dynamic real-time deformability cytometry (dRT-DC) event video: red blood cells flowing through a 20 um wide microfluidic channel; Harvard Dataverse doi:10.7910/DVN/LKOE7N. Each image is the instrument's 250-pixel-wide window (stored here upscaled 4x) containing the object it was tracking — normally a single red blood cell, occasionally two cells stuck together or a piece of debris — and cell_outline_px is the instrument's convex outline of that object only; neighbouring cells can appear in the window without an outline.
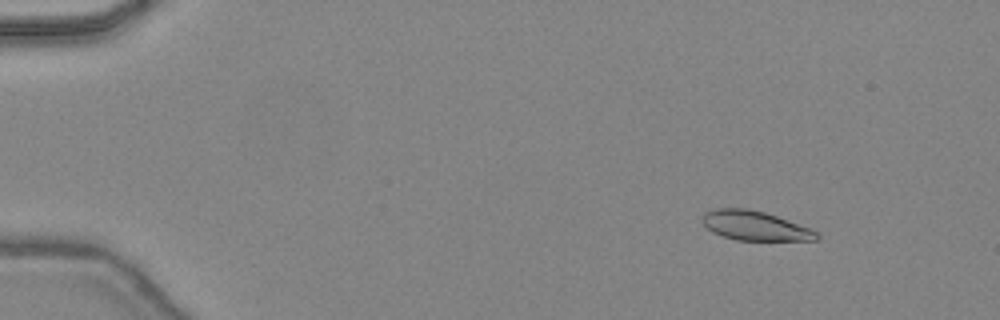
{"species": "common noctule bat (a hibernating species)", "species_latin": "Nyctalus noctula", "temperature_condition": "warm", "stored_images_in_passage": 48, "camera_frame_rate_fps": 3000, "um_per_image_px": 0.085, "animal": {"sex": "female", "body_mass_g": 24.6, "forearm_length_mm": 56.2}, "frame": {"image": 1, "passage_image": 7, "time_ms": 2.0, "image_size_px": [1000, 320], "cell_outline_px": [[820, 236], [816, 240], [736, 240], [712, 232], [704, 224], [704, 212], [716, 208], [748, 208], [764, 212], [812, 228], [820, 232]], "centroid_in_image_um": [64.22, 19.18], "position_along_channel_um": 20.8, "area_um2": 19.54}}
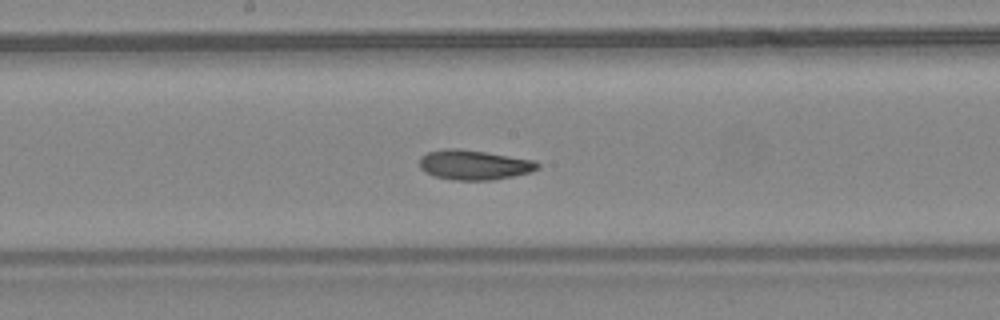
{"frame": {"image": 2, "passage_image": 27, "time_ms": 8.667, "image_size_px": [1000, 320], "cell_outline_px": [[540, 168], [532, 172], [492, 180], [456, 180], [432, 176], [424, 172], [420, 168], [420, 156], [428, 152], [444, 148], [460, 148], [536, 160], [540, 164]], "centroid_in_image_um": [40.3, 14.01], "position_along_channel_um": 207.9, "area_um2": 20.75}}
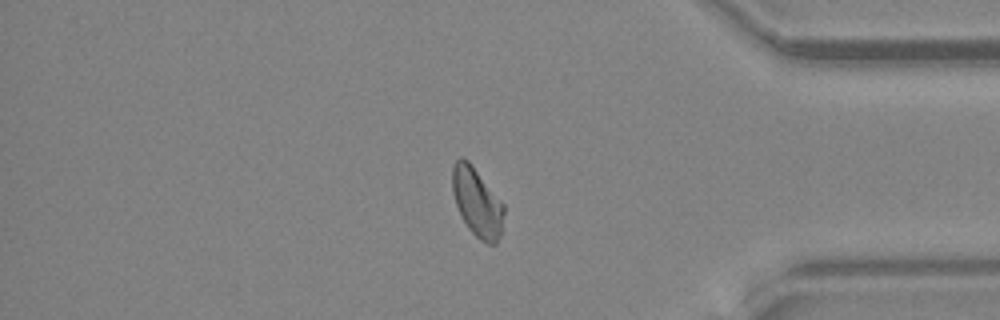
{"frame": {"image": 3, "passage_image": 41, "time_ms": 13.333, "image_size_px": [1000, 320], "cell_outline_px": [[504, 212], [500, 236], [496, 244], [488, 244], [480, 240], [468, 228], [456, 204], [452, 192], [452, 168], [456, 160], [460, 156], [464, 156], [472, 164], [504, 204]], "centroid_in_image_um": [40.55, 17.16], "position_along_channel_um": 394.7, "area_um2": 20.63}, "authors_computed_cell_mechanics": {"area_um2": 20.4901, "velocity_mm_per_s": 4.475, "shape_relaxation_time_tau1_ms": 5.0936, "shape_relaxation_time_tau2_ms": 1.4141, "deformation_change_tau1": 0.1503, "deformation_change_tau2": 0.0709}}